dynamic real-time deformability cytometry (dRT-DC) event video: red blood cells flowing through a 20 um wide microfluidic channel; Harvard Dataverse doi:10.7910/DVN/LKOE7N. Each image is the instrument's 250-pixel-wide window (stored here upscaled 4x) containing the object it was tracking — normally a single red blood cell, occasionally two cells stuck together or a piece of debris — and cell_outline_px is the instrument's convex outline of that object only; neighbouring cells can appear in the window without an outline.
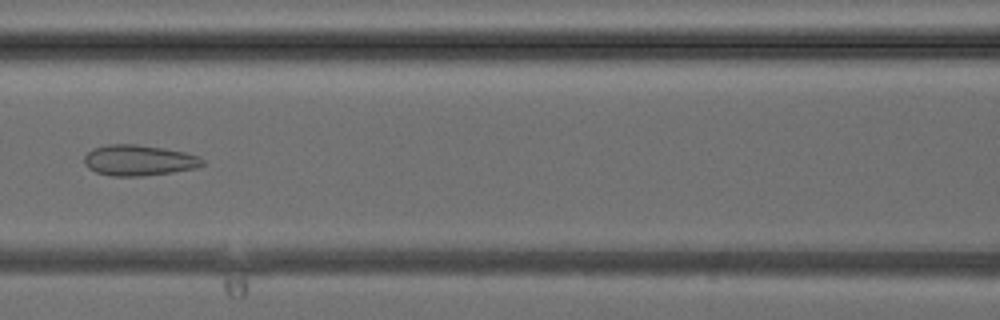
{"species": "common noctule bat (a hibernating species)", "species_latin": "Nyctalus noctula", "temperature_condition": "cold", "stored_images_in_passage": 31, "camera_frame_rate_fps": 3000, "um_per_image_px": 0.085, "animal": {"sex": "female", "body_mass_g": 24.6, "forearm_length_mm": 56.2}, "frame": {"image": 1, "passage_image": 8, "time_ms": 2.333, "image_size_px": [1000, 320], "cell_outline_px": [[204, 164], [196, 168], [172, 172], [140, 176], [112, 176], [96, 172], [88, 168], [84, 164], [84, 156], [92, 148], [108, 144], [136, 144], [184, 152], [200, 156], [204, 160]], "centroid_in_image_um": [11.78, 13.62], "position_along_channel_um": 154.8, "area_um2": 21.15}}
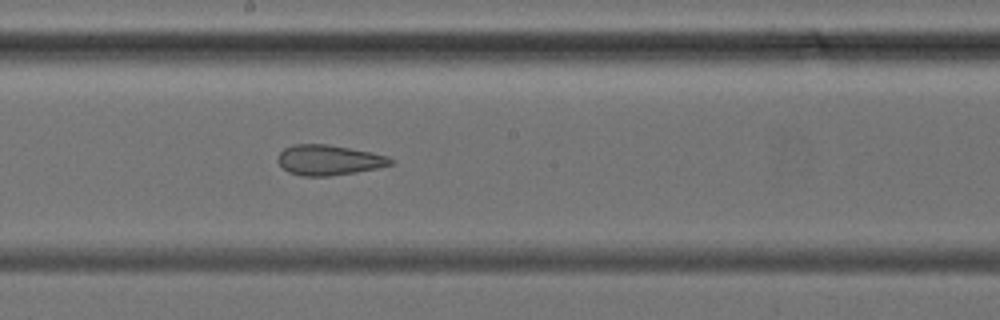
{"frame": {"image": 2, "passage_image": 12, "time_ms": 3.667, "image_size_px": [1000, 320], "cell_outline_px": [[396, 160], [392, 164], [376, 168], [356, 172], [328, 176], [304, 176], [288, 172], [276, 160], [276, 156], [284, 148], [296, 144], [328, 144], [372, 152], [388, 156]], "centroid_in_image_um": [27.95, 13.6], "position_along_channel_um": 220.2, "area_um2": 19.94}}
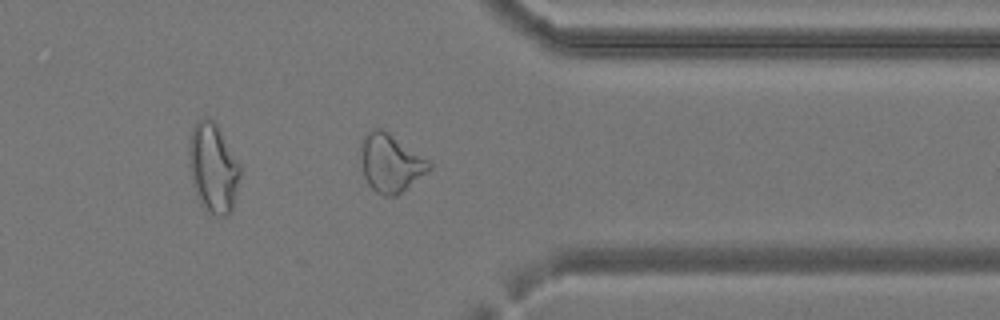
{"frame": {"image": 3, "passage_image": 22, "time_ms": 7.0, "image_size_px": [1000, 320], "cell_outline_px": [[432, 168], [428, 172], [396, 196], [384, 196], [376, 192], [368, 184], [364, 176], [360, 148], [360, 140], [372, 128], [380, 128], [388, 132], [428, 160], [432, 164]], "centroid_in_image_um": [33.18, 13.86], "position_along_channel_um": 378.2, "area_um2": 23.0}}